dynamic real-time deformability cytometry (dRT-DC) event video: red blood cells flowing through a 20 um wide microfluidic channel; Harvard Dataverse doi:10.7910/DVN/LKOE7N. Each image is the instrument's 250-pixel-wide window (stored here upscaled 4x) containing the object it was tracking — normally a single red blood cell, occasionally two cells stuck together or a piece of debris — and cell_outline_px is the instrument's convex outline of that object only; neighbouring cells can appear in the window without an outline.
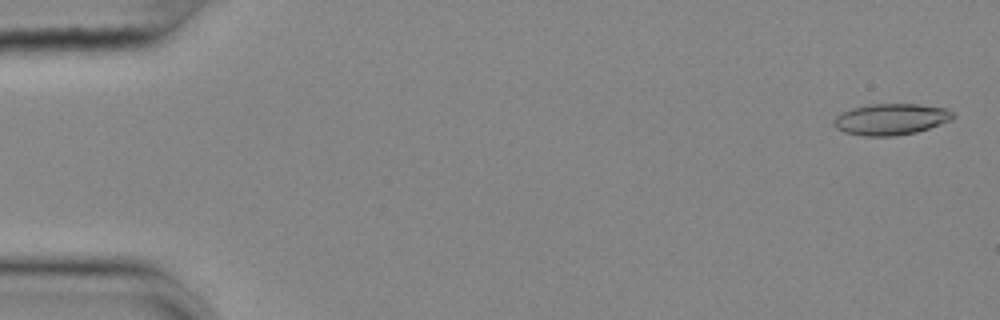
{"species": "common noctule bat (a hibernating species)", "species_latin": "Nyctalus noctula", "temperature_condition": "cold", "stored_images_in_passage": 56, "camera_frame_rate_fps": 3000, "um_per_image_px": 0.085, "animal": {"sex": "female", "body_mass_g": 25.1}, "frame": {"image": 1, "passage_image": 2, "time_ms": 0.333, "image_size_px": [1000, 320], "cell_outline_px": [[956, 116], [952, 120], [916, 132], [896, 136], [864, 136], [844, 132], [836, 128], [832, 124], [832, 120], [840, 112], [852, 108], [868, 104], [916, 104], [944, 108], [952, 112]], "centroid_in_image_um": [75.68, 10.14], "position_along_channel_um": 9.3, "area_um2": 21.85}}
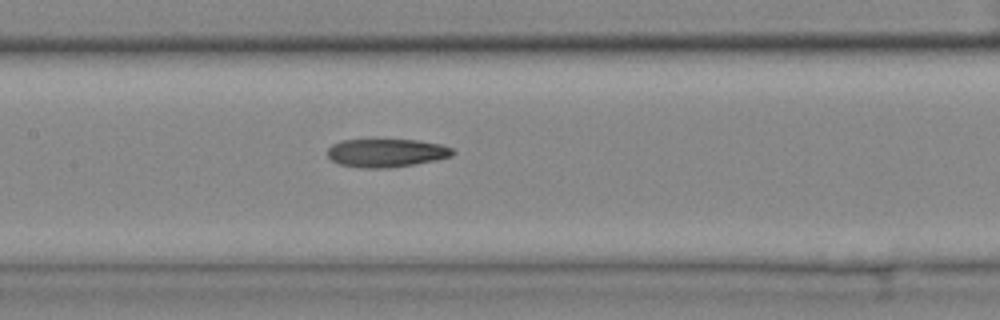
{"frame": {"image": 2, "passage_image": 27, "time_ms": 8.667, "image_size_px": [1000, 320], "cell_outline_px": [[456, 152], [452, 156], [436, 160], [388, 168], [356, 168], [340, 164], [332, 160], [328, 156], [328, 148], [332, 144], [340, 140], [416, 140], [440, 144], [452, 148]], "centroid_in_image_um": [32.83, 13.0], "position_along_channel_um": 174.6, "area_um2": 20.63}}
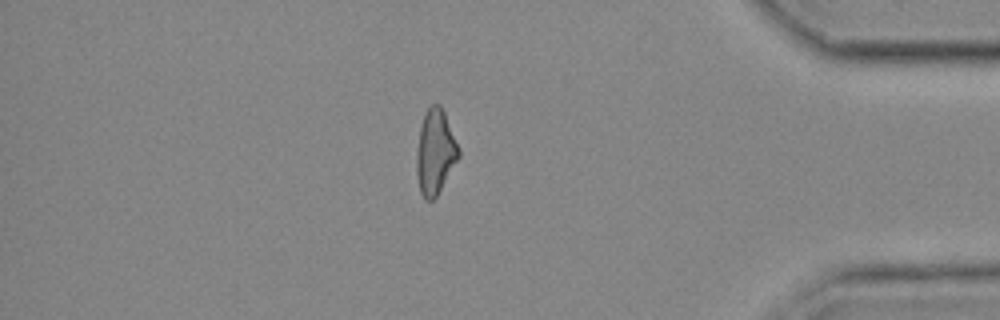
{"frame": {"image": 3, "passage_image": 48, "time_ms": 15.667, "image_size_px": [1000, 320], "cell_outline_px": [[460, 156], [436, 196], [432, 200], [424, 200], [420, 192], [416, 172], [416, 152], [420, 124], [428, 108], [432, 104], [440, 104], [444, 112], [460, 148]], "centroid_in_image_um": [36.98, 12.92], "position_along_channel_um": 398.2, "area_um2": 20.81}, "authors_computed_cell_mechanics": {"area_um2": 21.2704, "velocity_mm_per_s": 3.657, "shape_relaxation_time_tau1_ms": null, "shape_relaxation_time_tau2_ms": 5.5967, "deformation_change_tau1": null, "deformation_change_tau2": 0.1641}}